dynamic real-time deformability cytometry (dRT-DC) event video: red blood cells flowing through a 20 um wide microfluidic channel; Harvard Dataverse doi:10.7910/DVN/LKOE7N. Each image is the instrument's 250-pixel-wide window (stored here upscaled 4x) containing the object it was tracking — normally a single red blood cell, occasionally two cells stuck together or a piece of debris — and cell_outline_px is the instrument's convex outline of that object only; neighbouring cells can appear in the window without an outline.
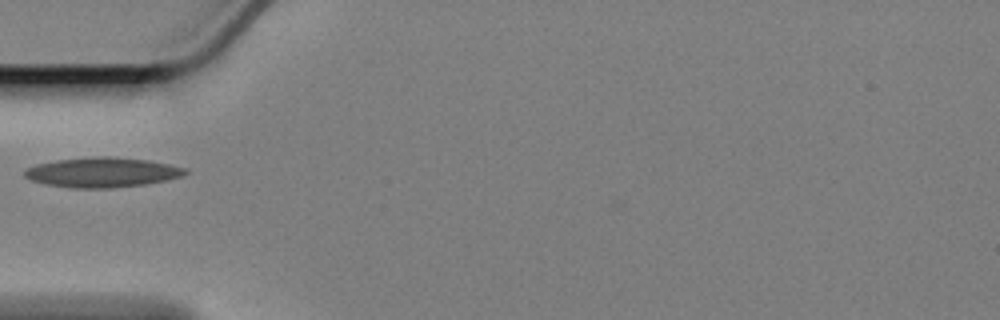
{"species": "Egyptian fruit bat (a non-hibernating species)", "species_latin": "Rousettus aegyptiacus", "temperature_condition": "cold", "stored_images_in_passage": 41, "camera_frame_rate_fps": 3000, "um_per_image_px": 0.085, "animal": {"sex": "female"}, "frame": {"image": 1, "passage_image": 1, "time_ms": 0.0, "image_size_px": [1000, 320], "cell_outline_px": [[188, 172], [184, 176], [144, 184], [108, 188], [76, 188], [48, 184], [32, 180], [24, 176], [24, 168], [36, 164], [56, 160], [92, 156], [108, 156], [148, 160], [188, 168]], "centroid_in_image_um": [8.69, 14.63], "position_along_channel_um": 76.3, "area_um2": 27.86}}
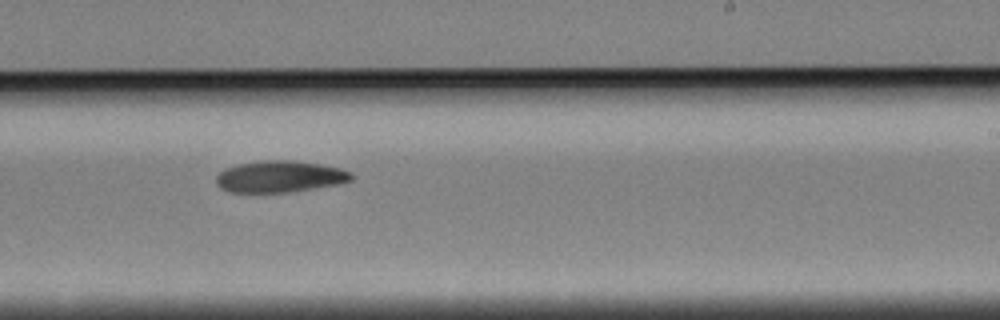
{"frame": {"image": 2, "passage_image": 18, "time_ms": 5.667, "image_size_px": [1000, 320], "cell_outline_px": [[352, 180], [336, 184], [288, 192], [232, 192], [220, 188], [216, 184], [216, 176], [224, 168], [236, 164], [264, 160], [292, 160], [320, 164], [340, 168], [352, 172]], "centroid_in_image_um": [23.75, 14.99], "position_along_channel_um": 265.3, "area_um2": 24.8}}
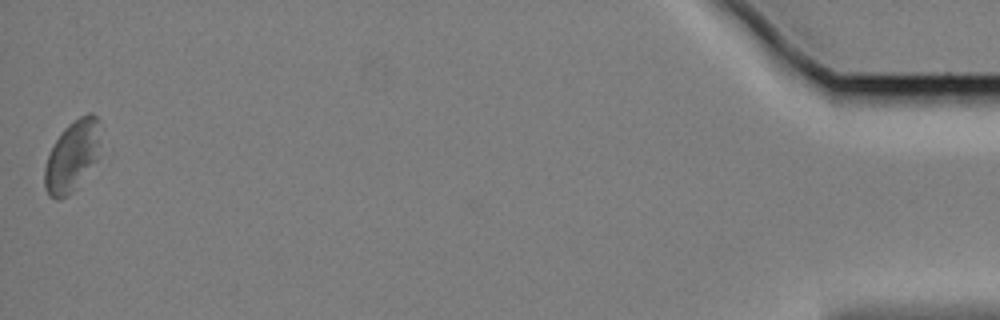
{"frame": {"image": 3, "passage_image": 41, "time_ms": 13.333, "image_size_px": [1000, 320], "cell_outline_px": [[112, 152], [68, 196], [60, 200], [56, 200], [44, 188], [44, 168], [48, 156], [56, 140], [64, 128], [68, 124], [80, 116], [88, 112], [92, 112], [100, 120], [112, 148]], "centroid_in_image_um": [6.43, 13.21], "position_along_channel_um": 428.8, "area_um2": 26.18}}